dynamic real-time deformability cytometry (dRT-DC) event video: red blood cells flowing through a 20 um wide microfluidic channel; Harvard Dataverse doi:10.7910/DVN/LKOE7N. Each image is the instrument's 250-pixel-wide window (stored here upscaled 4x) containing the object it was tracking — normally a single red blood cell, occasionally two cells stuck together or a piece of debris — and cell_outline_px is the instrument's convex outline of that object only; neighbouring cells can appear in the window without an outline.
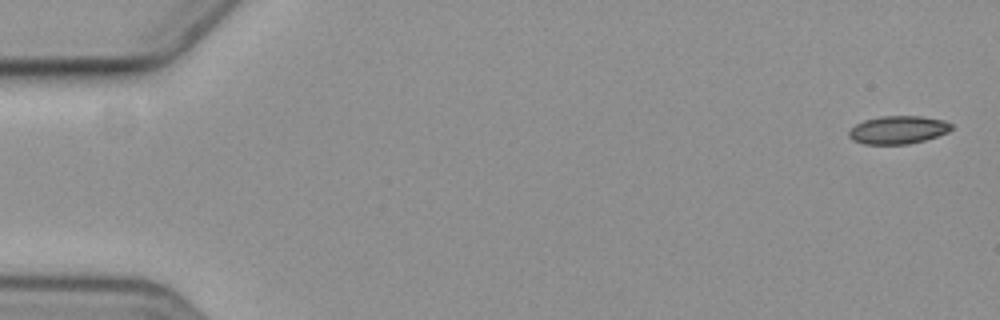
{"species": "common noctule bat (a hibernating species)", "species_latin": "Nyctalus noctula", "temperature_condition": "cold", "stored_images_in_passage": 6, "camera_frame_rate_fps": 3000, "um_per_image_px": 0.085, "animal": {"sex": "female", "body_mass_g": 19.3, "forearm_length_mm": 54.1}, "frame": {"image": 1, "passage_image": 1, "time_ms": 0.0, "image_size_px": [1000, 320], "cell_outline_px": [[952, 128], [948, 132], [924, 140], [908, 144], [864, 144], [852, 140], [848, 136], [848, 132], [856, 124], [864, 120], [880, 116], [920, 116], [944, 120], [952, 124]], "centroid_in_image_um": [76.32, 11.03], "position_along_channel_um": 8.7, "area_um2": 16.7}}
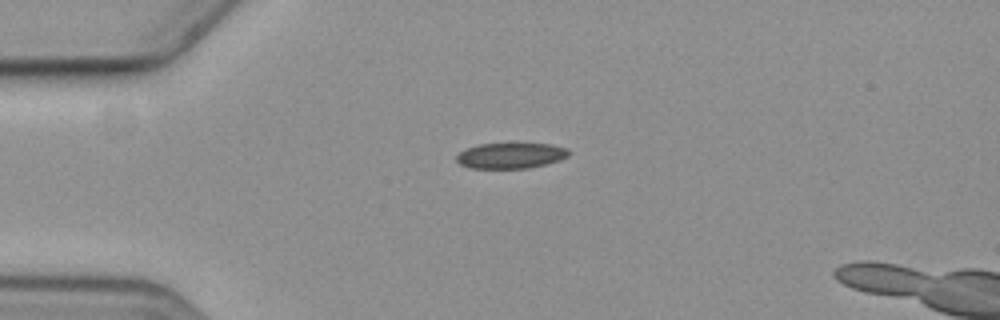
{"frame": {"image": 2, "passage_image": 4, "time_ms": 4.333, "image_size_px": [1000, 320], "cell_outline_px": [[572, 152], [568, 156], [560, 160], [528, 168], [468, 168], [460, 164], [456, 160], [456, 156], [460, 152], [468, 148], [480, 144], [552, 144], [568, 148]], "centroid_in_image_um": [43.44, 13.23], "position_along_channel_um": 41.6, "area_um2": 16.7}}
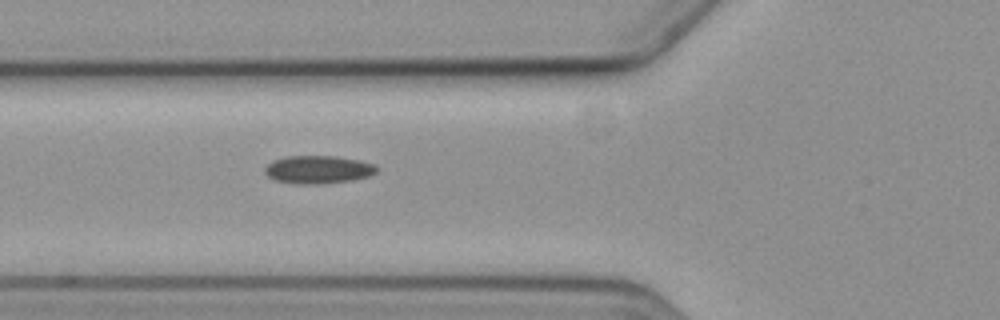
{"frame": {"image": 3, "passage_image": 6, "time_ms": 6.667, "image_size_px": [1000, 320], "cell_outline_px": [[380, 168], [376, 172], [368, 176], [352, 180], [324, 184], [296, 184], [276, 180], [268, 176], [264, 172], [264, 168], [272, 160], [288, 156], [336, 156], [360, 160], [376, 164]], "centroid_in_image_um": [27.07, 14.41], "position_along_channel_um": 98.7, "area_um2": 18.44}}